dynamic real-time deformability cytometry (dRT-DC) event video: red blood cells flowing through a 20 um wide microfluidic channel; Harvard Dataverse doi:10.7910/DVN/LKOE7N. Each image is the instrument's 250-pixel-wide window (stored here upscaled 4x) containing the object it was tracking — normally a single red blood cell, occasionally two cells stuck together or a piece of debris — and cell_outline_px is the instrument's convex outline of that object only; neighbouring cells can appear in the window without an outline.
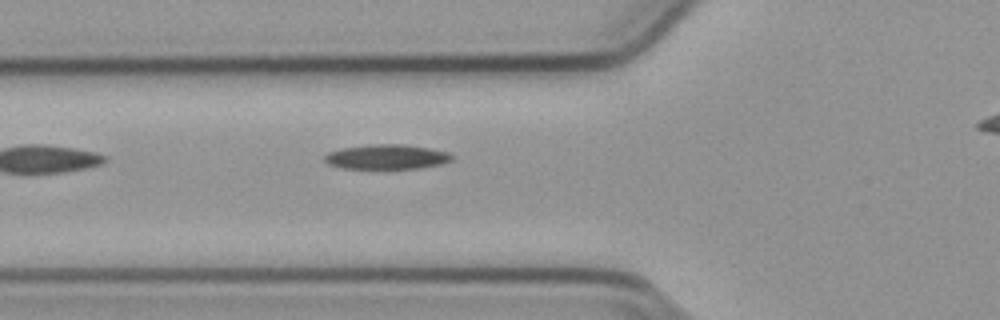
{"species": "common noctule bat (a hibernating species)", "species_latin": "Nyctalus noctula", "temperature_condition": "cold", "stored_images_in_passage": 24, "camera_frame_rate_fps": 3000, "um_per_image_px": 0.085, "animal": {"sex": "male", "body_mass_g": 23.1, "forearm_length_mm": 52.7}, "frame": {"image": 1, "passage_image": 4, "time_ms": 1.0, "image_size_px": [1000, 320], "cell_outline_px": [[456, 156], [452, 160], [440, 164], [420, 168], [344, 168], [328, 164], [324, 160], [324, 156], [328, 152], [344, 148], [368, 144], [404, 144], [432, 148], [448, 152]], "centroid_in_image_um": [32.91, 13.32], "position_along_channel_um": 92.9, "area_um2": 18.38}}
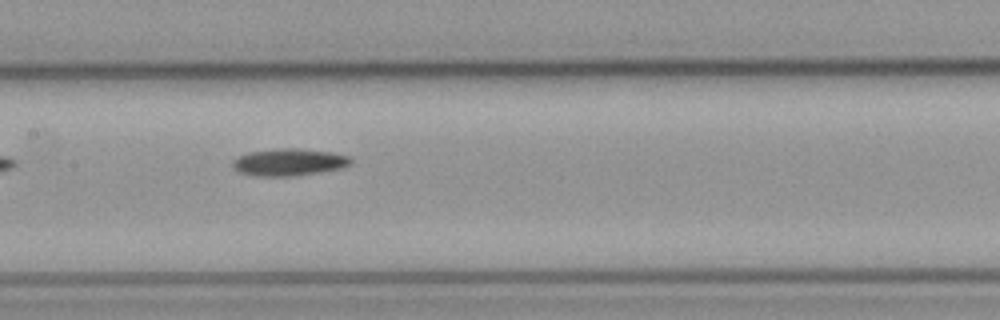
{"frame": {"image": 2, "passage_image": 11, "time_ms": 3.333, "image_size_px": [1000, 320], "cell_outline_px": [[352, 164], [344, 168], [296, 176], [256, 176], [240, 172], [232, 168], [232, 160], [248, 152], [280, 148], [296, 148], [332, 152], [348, 156], [352, 160]], "centroid_in_image_um": [24.58, 13.79], "position_along_channel_um": 182.8, "area_um2": 18.84}}
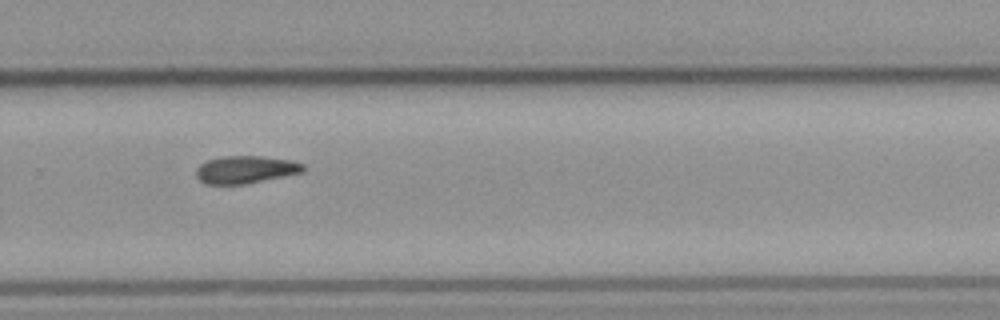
{"frame": {"image": 3, "passage_image": 21, "time_ms": 6.667, "image_size_px": [1000, 320], "cell_outline_px": [[308, 168], [304, 172], [244, 184], [204, 184], [196, 176], [196, 168], [200, 164], [208, 160], [224, 156], [260, 156], [288, 160], [304, 164]], "centroid_in_image_um": [20.88, 14.42], "position_along_channel_um": 308.9, "area_um2": 17.17}}